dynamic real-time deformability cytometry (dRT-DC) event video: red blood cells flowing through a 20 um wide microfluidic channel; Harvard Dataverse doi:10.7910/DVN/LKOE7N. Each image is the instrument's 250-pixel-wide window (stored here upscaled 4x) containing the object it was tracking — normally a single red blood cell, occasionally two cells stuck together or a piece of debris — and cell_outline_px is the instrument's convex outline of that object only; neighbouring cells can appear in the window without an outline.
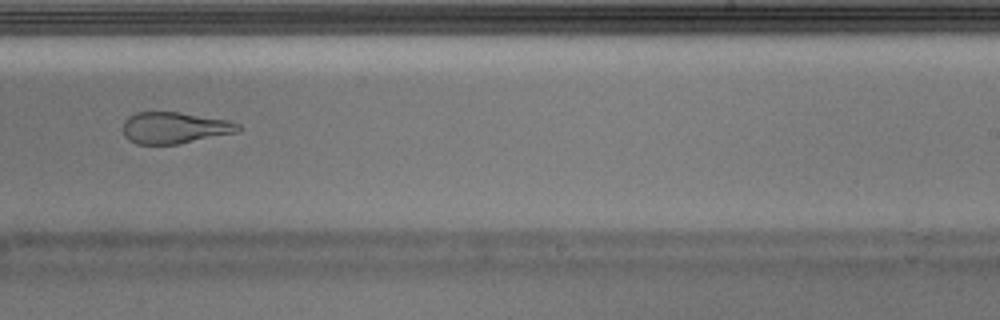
{"species": "Egyptian fruit bat (a non-hibernating species)", "species_latin": "Rousettus aegyptiacus", "temperature_condition": "warm", "stored_images_in_passage": 35, "camera_frame_rate_fps": 3000, "um_per_image_px": 0.085, "animal": {"sex": "male"}, "frame": {"image": 1, "passage_image": 20, "time_ms": 6.333, "image_size_px": [1000, 320], "cell_outline_px": [[240, 128], [236, 132], [176, 144], [136, 144], [128, 140], [124, 136], [124, 120], [128, 116], [136, 112], [180, 112], [228, 120], [240, 124]], "centroid_in_image_um": [14.79, 10.85], "position_along_channel_um": 274.2, "area_um2": 20.98}}